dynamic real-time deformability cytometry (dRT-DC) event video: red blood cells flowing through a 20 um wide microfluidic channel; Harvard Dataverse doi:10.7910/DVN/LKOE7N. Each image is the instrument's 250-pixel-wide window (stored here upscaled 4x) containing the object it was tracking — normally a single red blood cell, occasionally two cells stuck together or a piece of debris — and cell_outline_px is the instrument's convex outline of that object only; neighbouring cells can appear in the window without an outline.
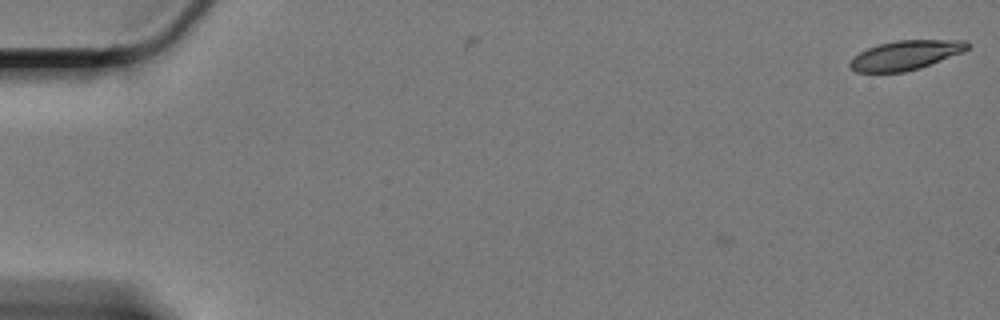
{"species": "Egyptian fruit bat (a non-hibernating species)", "species_latin": "Rousettus aegyptiacus", "temperature_condition": "cold", "stored_images_in_passage": 7, "camera_frame_rate_fps": 3000, "um_per_image_px": 0.085, "animal": {"sex": "female"}, "frame": {"image": 1, "passage_image": 7, "time_ms": 2.0, "image_size_px": [1000, 320], "cell_outline_px": [[972, 44], [964, 52], [920, 68], [904, 72], [856, 72], [848, 64], [860, 52], [868, 48], [880, 44], [896, 40], [964, 40]], "centroid_in_image_um": [77.03, 4.68], "position_along_channel_um": 8.0, "area_um2": 20.0}}